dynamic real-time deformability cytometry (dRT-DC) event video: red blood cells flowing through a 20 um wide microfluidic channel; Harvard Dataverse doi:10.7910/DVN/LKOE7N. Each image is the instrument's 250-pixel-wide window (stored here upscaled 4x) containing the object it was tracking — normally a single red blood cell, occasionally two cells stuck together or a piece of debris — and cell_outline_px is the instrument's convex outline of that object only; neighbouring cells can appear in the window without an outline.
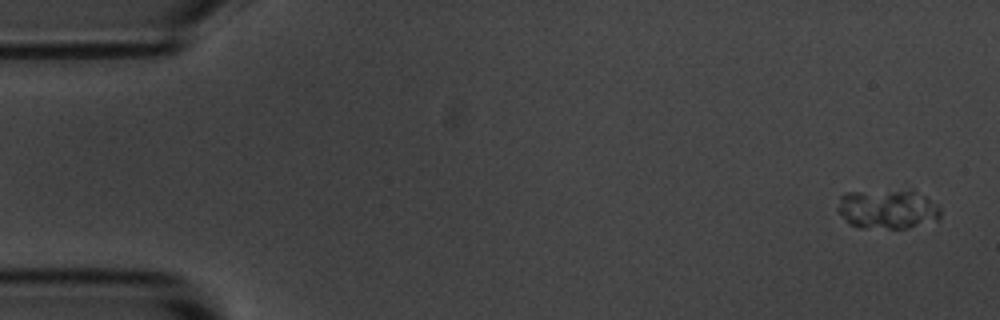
{"species": "common noctule bat (a hibernating species)", "species_latin": "Nyctalus noctula", "temperature_condition": "room temperature", "stored_images_in_passage": 3, "segment_of_instrument_passage": [1, 2], "camera_frame_rate_fps": 3000, "um_per_image_px": 0.085, "animal": {"sex": "male", "body_mass_g": 20.1, "forearm_length_mm": 53.5}, "frame": {"image": 1, "passage_image": 1, "time_ms": 0.0, "image_size_px": [1000, 320], "cell_outline_px": [[940, 216], [936, 220], [908, 228], [860, 228], [848, 224], [836, 212], [836, 208], [840, 196], [844, 192], [912, 188], [924, 196], [940, 208]], "centroid_in_image_um": [75.36, 17.74], "position_along_channel_um": 9.6, "area_um2": 24.39}}